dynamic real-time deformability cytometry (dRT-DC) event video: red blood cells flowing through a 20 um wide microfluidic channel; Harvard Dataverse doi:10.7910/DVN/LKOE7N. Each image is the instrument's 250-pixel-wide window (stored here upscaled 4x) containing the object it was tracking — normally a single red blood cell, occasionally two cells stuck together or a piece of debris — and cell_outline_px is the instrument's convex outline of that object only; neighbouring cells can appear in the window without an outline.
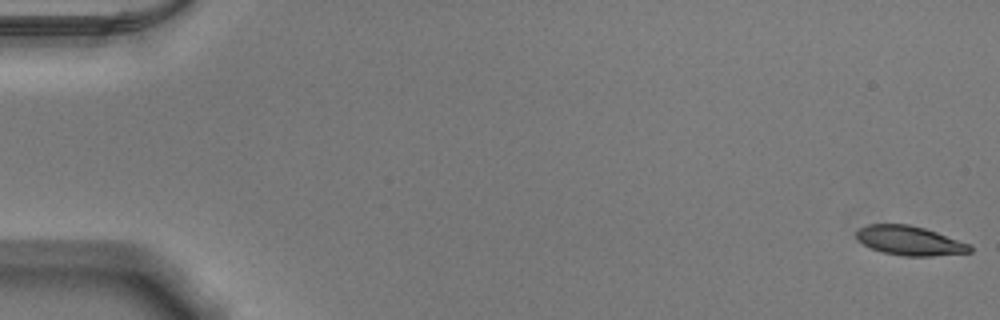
{"species": "Egyptian fruit bat (a non-hibernating species)", "species_latin": "Rousettus aegyptiacus", "temperature_condition": "warm", "stored_images_in_passage": 53, "camera_frame_rate_fps": 3000, "um_per_image_px": 0.085, "animal": {"sex": "male"}, "frame": {"image": 1, "passage_image": 1, "time_ms": 0.0, "image_size_px": [1000, 320], "cell_outline_px": [[972, 252], [932, 256], [904, 256], [884, 252], [872, 248], [864, 244], [856, 236], [856, 232], [860, 228], [868, 224], [908, 224], [924, 228], [936, 232], [968, 244], [972, 248]], "centroid_in_image_um": [77.32, 20.45], "position_along_channel_um": 7.7, "area_um2": 19.02}}
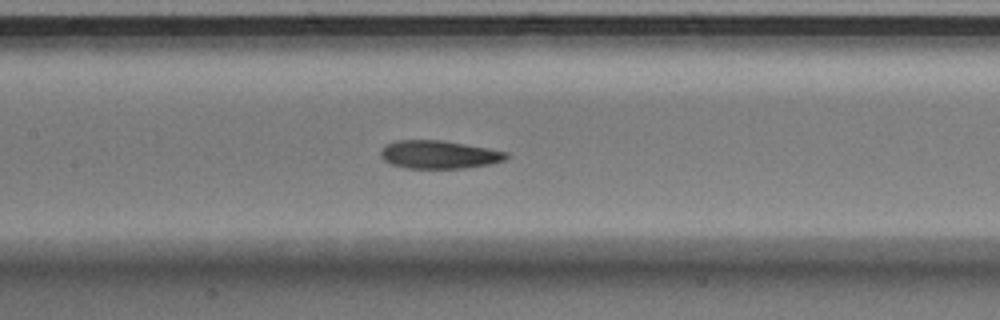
{"frame": {"image": 2, "passage_image": 26, "time_ms": 8.333, "image_size_px": [1000, 320], "cell_outline_px": [[508, 156], [504, 160], [488, 164], [464, 168], [404, 168], [392, 164], [384, 160], [380, 156], [380, 148], [384, 144], [396, 140], [444, 140], [488, 148], [508, 152]], "centroid_in_image_um": [37.26, 13.12], "position_along_channel_um": 170.1, "area_um2": 20.69}}
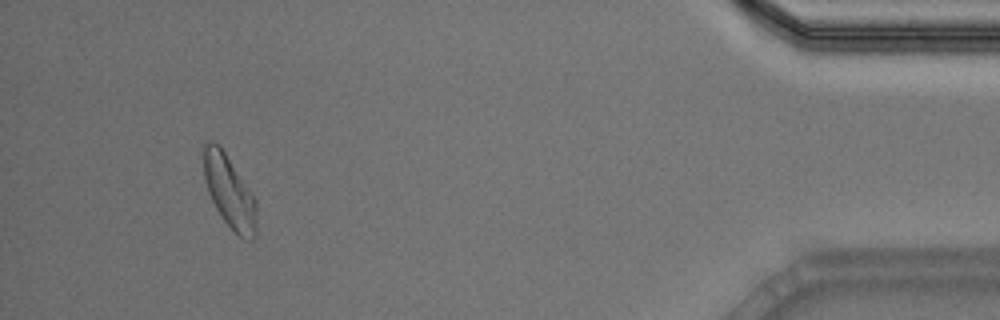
{"frame": {"image": 3, "passage_image": 50, "time_ms": 16.333, "image_size_px": [1000, 320], "cell_outline_px": [[256, 236], [252, 240], [244, 240], [224, 220], [216, 208], [208, 192], [204, 180], [204, 144], [208, 140], [220, 144], [256, 200]], "centroid_in_image_um": [19.5, 16.28], "position_along_channel_um": 415.7, "area_um2": 22.14}, "authors_computed_cell_mechanics": {"area_um2": 20.9236, "velocity_mm_per_s": 3.8477, "shape_relaxation_time_tau1_ms": 5.5638, "shape_relaxation_time_tau2_ms": 3.4279, "deformation_change_tau1": 0.1755, "deformation_change_tau2": 0.1096}}